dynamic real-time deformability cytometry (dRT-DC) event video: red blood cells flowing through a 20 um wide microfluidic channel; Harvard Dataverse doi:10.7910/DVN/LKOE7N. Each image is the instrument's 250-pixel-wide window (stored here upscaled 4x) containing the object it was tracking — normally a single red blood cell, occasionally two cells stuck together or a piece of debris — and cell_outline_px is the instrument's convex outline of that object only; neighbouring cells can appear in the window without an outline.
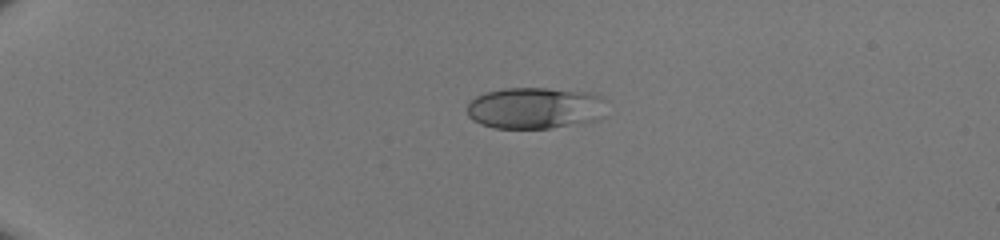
{"species": "human", "species_latin": "Homo sapiens", "temperature_condition": "room temperature", "stored_images_in_passage": 37, "camera_frame_rate_fps": 3000, "um_per_image_px": 0.085, "donor": {"sex": "male"}, "frame": {"image": 1, "passage_image": 1, "time_ms": 0.0, "image_size_px": [1000, 240], "cell_outline_px": [[604, 116], [600, 120], [580, 124], [548, 128], [492, 128], [480, 124], [472, 120], [468, 116], [468, 104], [476, 96], [484, 92], [504, 88], [548, 88], [588, 92], [600, 96]], "centroid_in_image_um": [45.45, 9.19], "position_along_channel_um": 39.5, "area_um2": 33.93}}
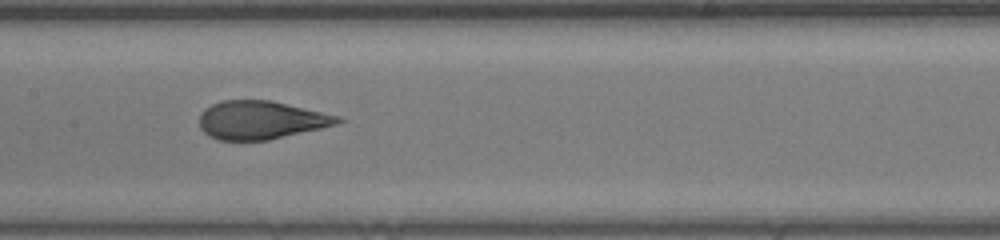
{"frame": {"image": 2, "passage_image": 16, "time_ms": 5.0, "image_size_px": [1000, 240], "cell_outline_px": [[344, 120], [336, 124], [320, 128], [268, 140], [220, 140], [204, 132], [200, 128], [200, 112], [204, 108], [220, 100], [272, 100], [340, 116]], "centroid_in_image_um": [22.16, 10.19], "position_along_channel_um": 185.2, "area_um2": 30.75}}
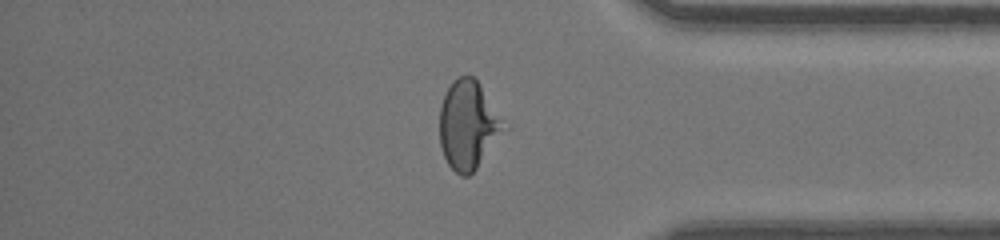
{"frame": {"image": 3, "passage_image": 31, "time_ms": 10.0, "image_size_px": [1000, 240], "cell_outline_px": [[512, 128], [476, 168], [468, 176], [460, 176], [448, 164], [444, 156], [440, 144], [440, 104], [452, 80], [460, 76], [472, 76], [480, 84], [512, 124]], "centroid_in_image_um": [39.92, 10.62], "position_along_channel_um": 395.3, "area_um2": 34.56}}